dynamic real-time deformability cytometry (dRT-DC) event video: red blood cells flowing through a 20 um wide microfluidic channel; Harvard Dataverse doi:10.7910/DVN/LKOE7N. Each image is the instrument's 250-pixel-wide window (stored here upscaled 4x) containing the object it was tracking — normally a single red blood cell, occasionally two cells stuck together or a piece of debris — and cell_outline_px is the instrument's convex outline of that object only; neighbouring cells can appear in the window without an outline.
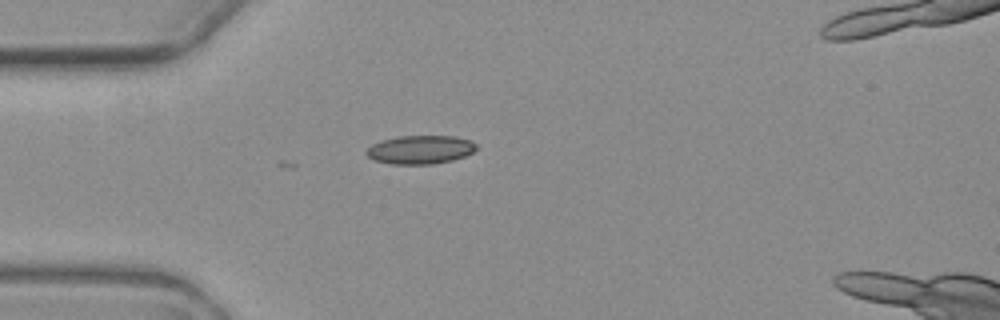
{"species": "common noctule bat (a hibernating species)", "species_latin": "Nyctalus noctula", "temperature_condition": "warm", "stored_images_in_passage": 1, "camera_frame_rate_fps": 3000, "um_per_image_px": 0.085, "animal": {"sex": "female", "body_mass_g": 19.3, "forearm_length_mm": 54.1}, "frame": {"image": 1, "passage_image": 1, "time_ms": 0.0, "image_size_px": [1000, 320], "cell_outline_px": [[476, 148], [472, 152], [464, 156], [452, 160], [432, 164], [392, 164], [372, 160], [364, 152], [372, 144], [380, 140], [396, 136], [452, 136], [472, 140], [476, 144]], "centroid_in_image_um": [35.68, 12.71], "position_along_channel_um": 49.3, "area_um2": 18.38}}